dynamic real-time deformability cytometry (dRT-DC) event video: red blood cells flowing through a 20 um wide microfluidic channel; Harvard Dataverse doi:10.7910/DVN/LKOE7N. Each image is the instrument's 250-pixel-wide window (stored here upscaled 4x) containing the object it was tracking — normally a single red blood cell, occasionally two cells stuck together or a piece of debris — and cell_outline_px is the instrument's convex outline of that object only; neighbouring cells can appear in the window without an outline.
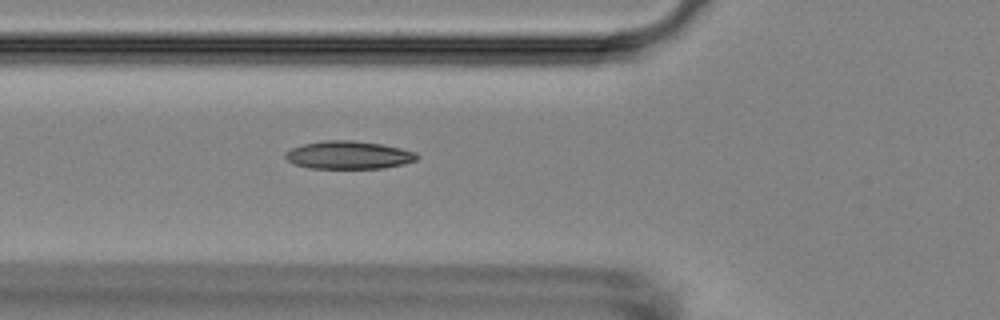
{"species": "Egyptian fruit bat (a non-hibernating species)", "species_latin": "Rousettus aegyptiacus", "temperature_condition": "room temperature", "stored_images_in_passage": 40, "camera_frame_rate_fps": 3000, "um_per_image_px": 0.085, "animal": {"sex": "female"}, "frame": {"image": 1, "passage_image": 5, "time_ms": 1.333, "image_size_px": [1000, 320], "cell_outline_px": [[420, 156], [416, 160], [404, 164], [384, 168], [312, 168], [292, 164], [284, 156], [284, 152], [292, 148], [304, 144], [324, 140], [352, 140], [380, 144], [400, 148], [416, 152]], "centroid_in_image_um": [29.63, 13.18], "position_along_channel_um": 96.2, "area_um2": 21.44}}
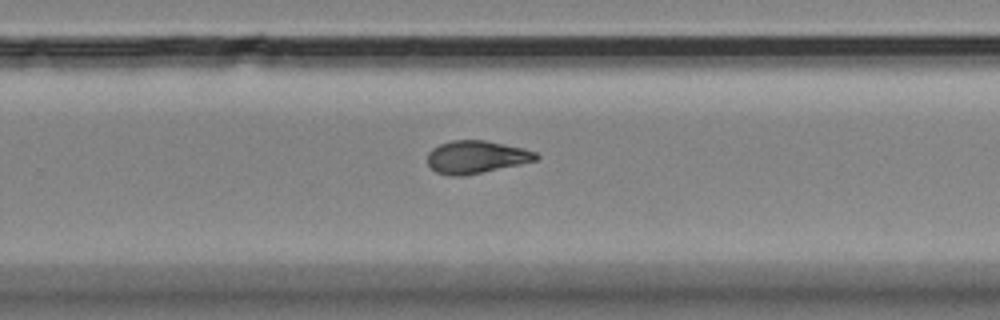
{"frame": {"image": 2, "passage_image": 21, "time_ms": 6.667, "image_size_px": [1000, 320], "cell_outline_px": [[540, 156], [536, 160], [520, 164], [464, 176], [448, 176], [436, 172], [428, 164], [428, 152], [432, 148], [440, 144], [452, 140], [484, 140], [524, 148], [536, 152]], "centroid_in_image_um": [40.47, 13.35], "position_along_channel_um": 289.3, "area_um2": 20.69}}
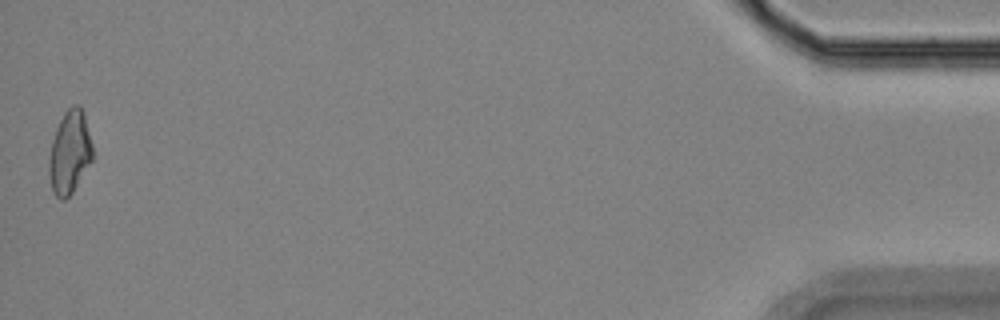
{"frame": {"image": 3, "passage_image": 40, "time_ms": 13.0, "image_size_px": [1000, 320], "cell_outline_px": [[92, 160], [72, 192], [64, 200], [60, 200], [52, 192], [48, 176], [48, 164], [52, 140], [56, 128], [64, 112], [72, 104], [80, 104], [84, 112], [92, 144]], "centroid_in_image_um": [5.9, 12.93], "position_along_channel_um": 429.3, "area_um2": 21.21}, "authors_computed_cell_mechanics": {"area_um2": 20.5768, "velocity_mm_per_s": 3.6167, "shape_relaxation_time_tau1_ms": null, "shape_relaxation_time_tau2_ms": 3.517, "deformation_change_tau1": null, "deformation_change_tau2": 0.0971}}